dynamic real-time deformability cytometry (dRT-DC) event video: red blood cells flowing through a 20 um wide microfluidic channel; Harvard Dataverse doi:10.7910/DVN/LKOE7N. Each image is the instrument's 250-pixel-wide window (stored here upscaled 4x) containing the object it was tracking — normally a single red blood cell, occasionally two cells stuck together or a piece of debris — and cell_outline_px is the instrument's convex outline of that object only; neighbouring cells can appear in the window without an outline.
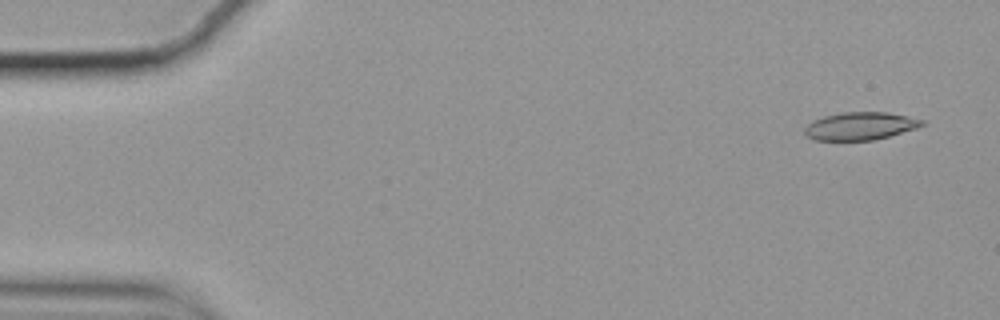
{"species": "common noctule bat (a hibernating species)", "species_latin": "Nyctalus noctula", "temperature_condition": "cold", "stored_images_in_passage": 57, "camera_frame_rate_fps": 3000, "um_per_image_px": 0.085, "animal": {"sex": "female", "body_mass_g": 19.9}, "frame": {"image": 1, "passage_image": 3, "time_ms": 0.667, "image_size_px": [1000, 320], "cell_outline_px": [[924, 124], [916, 128], [888, 136], [872, 140], [812, 140], [804, 132], [804, 128], [808, 124], [824, 116], [844, 112], [884, 112], [908, 116], [924, 120]], "centroid_in_image_um": [73.11, 10.71], "position_along_channel_um": 11.9, "area_um2": 18.73}}
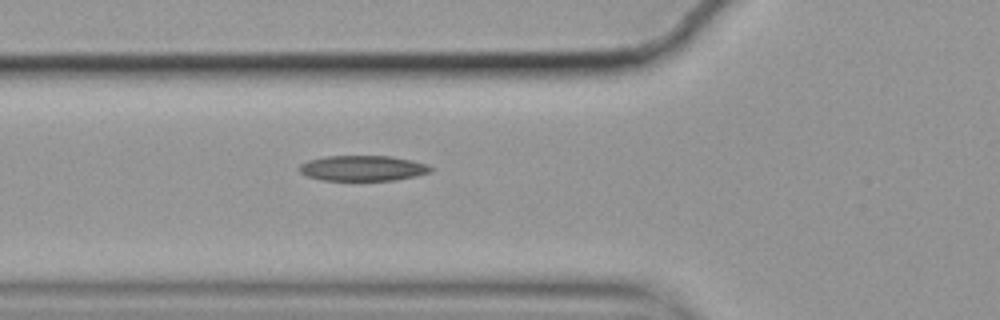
{"frame": {"image": 2, "passage_image": 20, "time_ms": 6.333, "image_size_px": [1000, 320], "cell_outline_px": [[432, 172], [416, 176], [396, 180], [324, 180], [308, 176], [300, 172], [296, 168], [300, 164], [308, 160], [324, 156], [392, 156], [412, 160], [428, 164], [432, 168]], "centroid_in_image_um": [30.84, 14.29], "position_along_channel_um": 95.0, "area_um2": 19.59}}
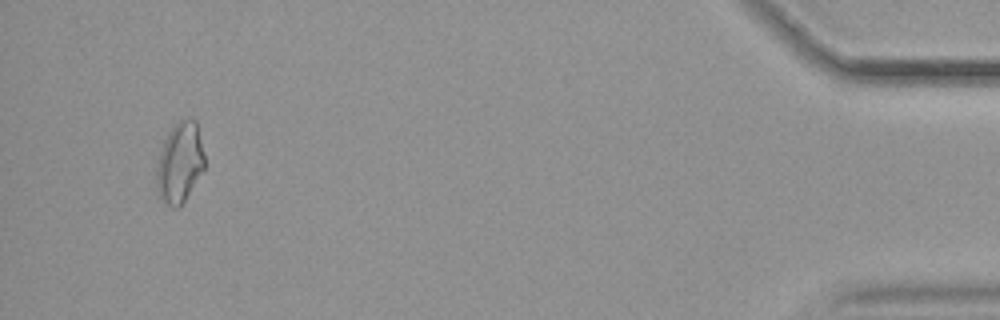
{"frame": {"image": 3, "passage_image": 54, "time_ms": 17.667, "image_size_px": [1000, 320], "cell_outline_px": [[204, 168], [180, 208], [172, 208], [164, 204], [160, 200], [156, 188], [156, 168], [160, 152], [164, 140], [168, 132], [180, 120], [196, 120], [204, 156]], "centroid_in_image_um": [15.25, 13.89], "position_along_channel_um": 420.0, "area_um2": 22.43}, "authors_computed_cell_mechanics": {"area_um2": 19.4208, "velocity_mm_per_s": 3.522, "shape_relaxation_time_tau1_ms": 6.5843, "shape_relaxation_time_tau2_ms": 7.1328, "deformation_change_tau1": 0.1602, "deformation_change_tau2": 0.1656}}